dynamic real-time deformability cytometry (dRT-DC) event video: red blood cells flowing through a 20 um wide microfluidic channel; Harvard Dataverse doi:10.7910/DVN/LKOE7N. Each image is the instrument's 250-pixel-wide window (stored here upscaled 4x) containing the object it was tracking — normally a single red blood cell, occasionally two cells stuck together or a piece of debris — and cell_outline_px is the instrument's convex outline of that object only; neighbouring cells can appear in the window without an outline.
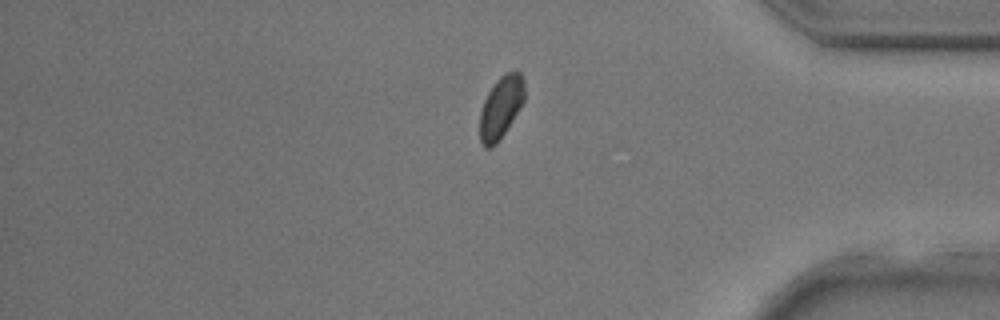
{"species": "common noctule bat (a hibernating species)", "species_latin": "Nyctalus noctula", "temperature_condition": "room temperature", "stored_images_in_passage": 34, "segment_of_instrument_passage": [2, 2], "camera_frame_rate_fps": 3000, "um_per_image_px": 0.085, "animal": {"sex": "male", "body_mass_g": 17.9, "forearm_length_mm": 54.2}, "frame": {"image": 1, "passage_image": 34, "time_ms": 11.0, "image_size_px": [1000, 320], "cell_outline_px": [[524, 100], [512, 120], [496, 144], [492, 148], [484, 148], [480, 140], [480, 112], [484, 100], [488, 92], [496, 80], [504, 72], [520, 72], [524, 80]], "centroid_in_image_um": [42.56, 9.11], "position_along_channel_um": 392.6, "area_um2": 16.01}}